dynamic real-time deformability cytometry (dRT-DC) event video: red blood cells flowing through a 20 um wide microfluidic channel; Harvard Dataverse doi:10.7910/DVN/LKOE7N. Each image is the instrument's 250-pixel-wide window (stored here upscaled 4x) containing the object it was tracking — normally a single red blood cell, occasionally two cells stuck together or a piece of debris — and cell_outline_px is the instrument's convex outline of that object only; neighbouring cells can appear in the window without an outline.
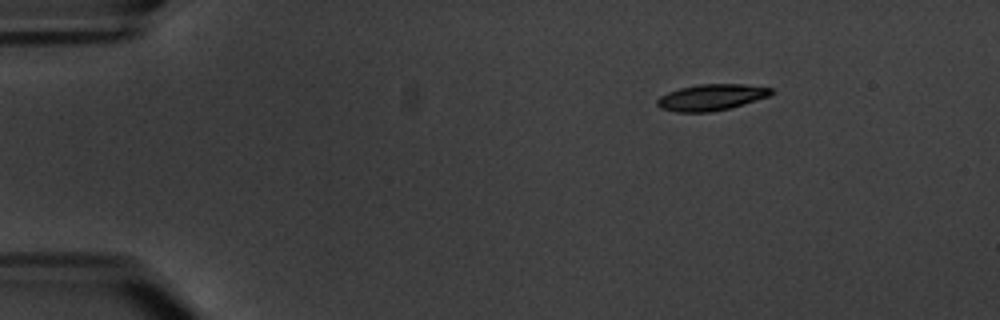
{"species": "common noctule bat (a hibernating species)", "species_latin": "Nyctalus noctula", "temperature_condition": "warm", "stored_images_in_passage": 5, "camera_frame_rate_fps": 3000, "um_per_image_px": 0.085, "animal": {"sex": "male", "body_mass_g": 20.1, "forearm_length_mm": 53.5}, "frame": {"image": 1, "passage_image": 1, "time_ms": 0.0, "image_size_px": [1000, 320], "cell_outline_px": [[776, 92], [768, 96], [744, 104], [712, 112], [676, 112], [660, 108], [656, 104], [656, 100], [660, 96], [668, 92], [680, 88], [700, 84], [744, 84], [772, 88]], "centroid_in_image_um": [60.45, 8.27], "position_along_channel_um": 24.5, "area_um2": 17.46}}